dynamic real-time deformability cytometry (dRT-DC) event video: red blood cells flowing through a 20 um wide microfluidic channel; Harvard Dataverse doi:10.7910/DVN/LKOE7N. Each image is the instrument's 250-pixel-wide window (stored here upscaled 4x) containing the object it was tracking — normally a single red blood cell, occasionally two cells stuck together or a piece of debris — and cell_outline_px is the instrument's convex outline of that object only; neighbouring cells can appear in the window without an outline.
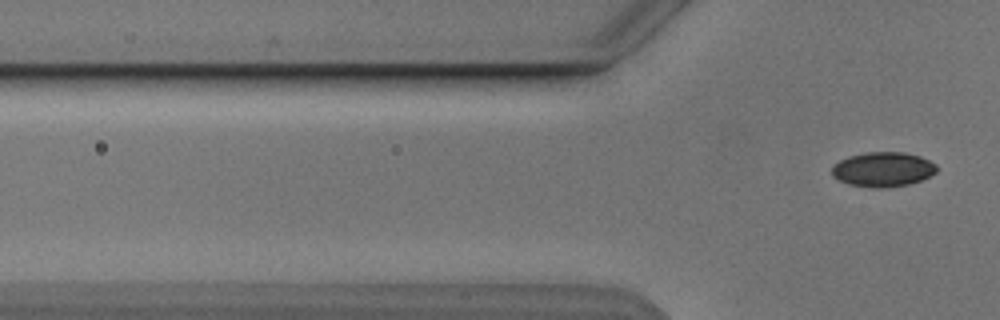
{"species": "Egyptian fruit bat (a non-hibernating species)", "species_latin": "Rousettus aegyptiacus", "temperature_condition": "cold", "stored_images_in_passage": 3, "camera_frame_rate_fps": 3000, "um_per_image_px": 0.085, "animal": {"sex": "male"}, "frame": {"image": 1, "passage_image": 3, "time_ms": 2.333, "image_size_px": [1000, 320], "cell_outline_px": [[936, 172], [920, 180], [908, 184], [884, 188], [876, 188], [848, 184], [832, 176], [832, 164], [848, 156], [864, 152], [904, 152], [920, 156], [936, 164]], "centroid_in_image_um": [75.02, 14.38], "position_along_channel_um": 50.8, "area_um2": 21.15}}